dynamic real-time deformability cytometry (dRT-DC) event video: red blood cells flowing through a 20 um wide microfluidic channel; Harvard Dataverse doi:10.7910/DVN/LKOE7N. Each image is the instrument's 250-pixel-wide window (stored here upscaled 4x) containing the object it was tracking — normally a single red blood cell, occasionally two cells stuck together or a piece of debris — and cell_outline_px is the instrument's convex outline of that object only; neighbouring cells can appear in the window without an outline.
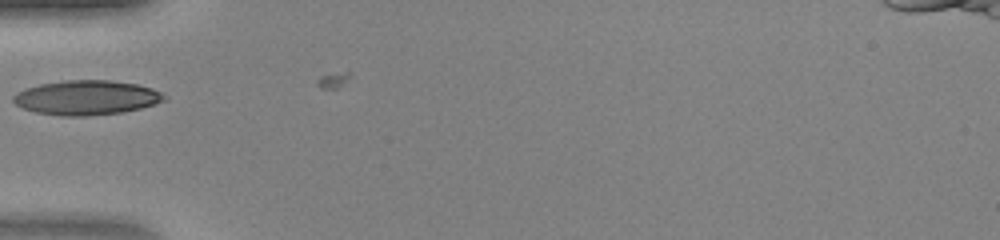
{"species": "human", "species_latin": "Homo sapiens", "temperature_condition": "warm", "stored_images_in_passage": 13, "camera_frame_rate_fps": 3000, "um_per_image_px": 0.085, "donor": {"sex": "female"}, "frame": {"image": 1, "passage_image": 1, "time_ms": 0.0, "image_size_px": [1000, 240], "cell_outline_px": [[168, 100], [156, 104], [140, 108], [120, 112], [88, 116], [60, 116], [36, 112], [24, 108], [16, 104], [12, 100], [12, 96], [24, 88], [40, 84], [64, 80], [108, 80], [136, 84], [152, 88], [168, 96]], "centroid_in_image_um": [7.37, 8.3], "position_along_channel_um": 77.6, "area_um2": 30.46}}
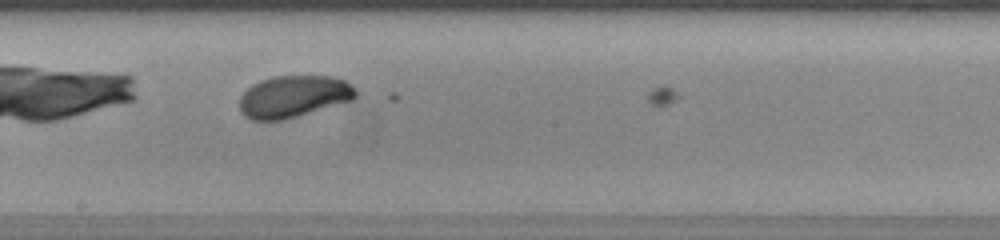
{"frame": {"image": 2, "passage_image": 11, "time_ms": 3.333, "image_size_px": [1000, 240], "cell_outline_px": [[356, 96], [352, 100], [284, 120], [252, 120], [244, 116], [240, 112], [240, 96], [252, 84], [260, 80], [272, 76], [332, 76], [344, 80], [356, 88]], "centroid_in_image_um": [24.93, 8.2], "position_along_channel_um": 223.3, "area_um2": 28.44}}